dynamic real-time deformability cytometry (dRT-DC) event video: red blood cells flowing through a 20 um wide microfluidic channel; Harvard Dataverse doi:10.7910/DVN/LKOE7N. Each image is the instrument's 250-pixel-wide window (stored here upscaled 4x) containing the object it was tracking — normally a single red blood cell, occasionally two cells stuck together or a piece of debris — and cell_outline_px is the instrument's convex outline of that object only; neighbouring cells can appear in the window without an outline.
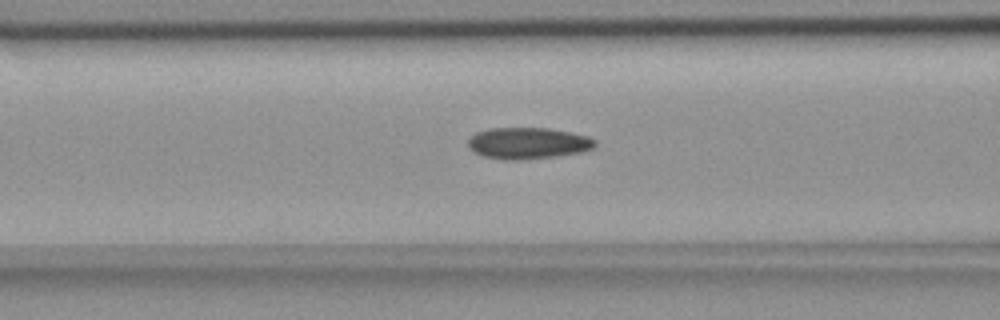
{"species": "common noctule bat (a hibernating species)", "species_latin": "Nyctalus noctula", "temperature_condition": "room temperature", "stored_images_in_passage": 33, "camera_frame_rate_fps": 3000, "um_per_image_px": 0.085, "animal": {"sex": "female", "body_mass_g": 18.4}, "frame": {"image": 1, "passage_image": 6, "time_ms": 1.667, "image_size_px": [1000, 320], "cell_outline_px": [[596, 148], [580, 152], [556, 156], [516, 160], [504, 160], [484, 156], [472, 152], [468, 148], [468, 140], [476, 132], [488, 128], [548, 128], [588, 136], [596, 140]], "centroid_in_image_um": [44.86, 12.17], "position_along_channel_um": 121.7, "area_um2": 23.35}}
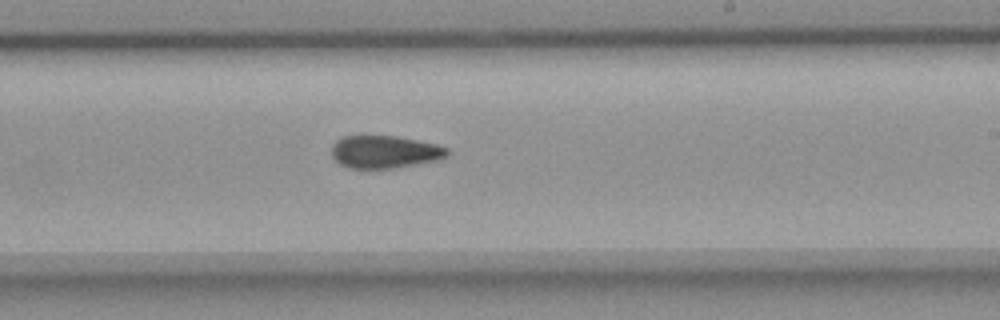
{"frame": {"image": 2, "passage_image": 17, "time_ms": 5.333, "image_size_px": [1000, 320], "cell_outline_px": [[448, 156], [440, 160], [396, 168], [348, 168], [340, 164], [332, 156], [332, 144], [336, 140], [344, 136], [364, 132], [396, 136], [436, 144], [448, 148]], "centroid_in_image_um": [32.67, 12.87], "position_along_channel_um": 256.3, "area_um2": 22.83}}
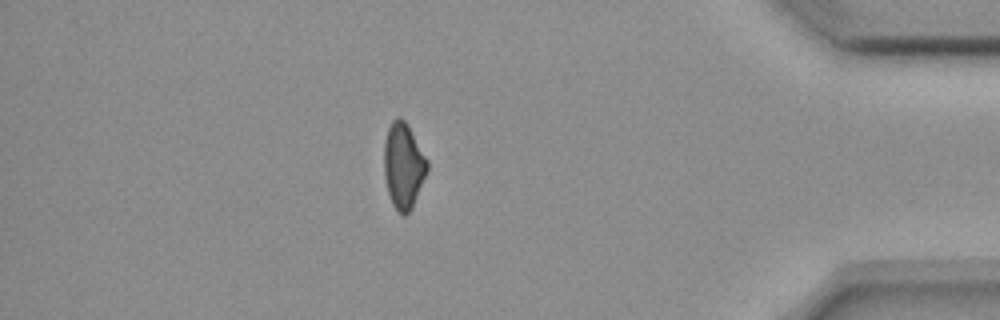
{"frame": {"image": 3, "passage_image": 32, "time_ms": 10.333, "image_size_px": [1000, 320], "cell_outline_px": [[428, 172], [412, 208], [404, 216], [396, 212], [392, 204], [388, 192], [384, 172], [384, 144], [388, 128], [392, 120], [396, 116], [400, 116], [408, 124], [428, 160]], "centroid_in_image_um": [34.3, 14.08], "position_along_channel_um": 400.9, "area_um2": 21.85}}